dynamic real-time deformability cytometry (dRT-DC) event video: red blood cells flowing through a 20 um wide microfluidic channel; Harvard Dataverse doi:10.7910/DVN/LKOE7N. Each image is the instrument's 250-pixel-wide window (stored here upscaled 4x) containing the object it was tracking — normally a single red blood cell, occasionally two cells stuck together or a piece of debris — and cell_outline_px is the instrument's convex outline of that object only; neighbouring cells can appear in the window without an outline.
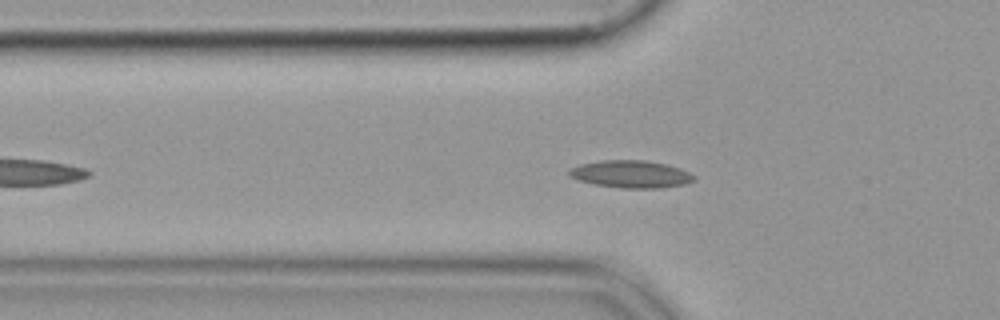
{"species": "common noctule bat (a hibernating species)", "species_latin": "Nyctalus noctula", "temperature_condition": "cold", "stored_images_in_passage": 49, "camera_frame_rate_fps": 3000, "um_per_image_px": 0.085, "animal": {"sex": "female", "body_mass_g": 19.9}, "frame": {"image": 1, "passage_image": 12, "time_ms": 3.667, "image_size_px": [1000, 320], "cell_outline_px": [[696, 180], [684, 184], [660, 188], [620, 188], [592, 184], [568, 176], [568, 172], [572, 168], [580, 164], [600, 160], [644, 160], [664, 164], [680, 168], [696, 176]], "centroid_in_image_um": [53.62, 14.8], "position_along_channel_um": 72.2, "area_um2": 19.94}}
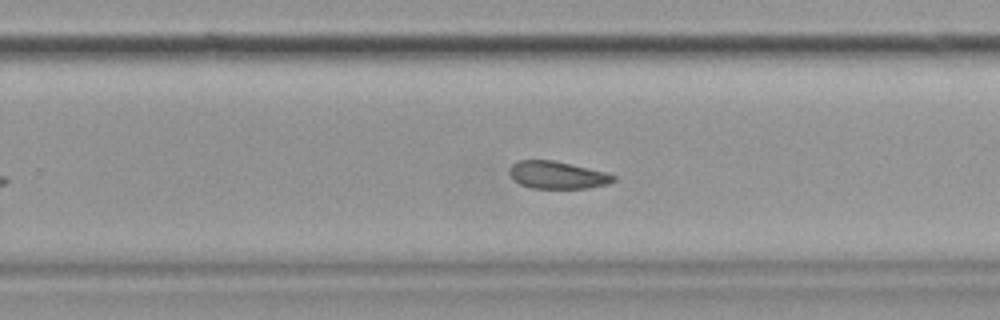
{"frame": {"image": 2, "passage_image": 29, "time_ms": 9.333, "image_size_px": [1000, 320], "cell_outline_px": [[616, 180], [608, 184], [588, 188], [532, 188], [520, 184], [512, 180], [508, 172], [508, 168], [516, 160], [552, 160], [604, 172], [616, 176]], "centroid_in_image_um": [47.31, 14.88], "position_along_channel_um": 282.5, "area_um2": 16.65}}
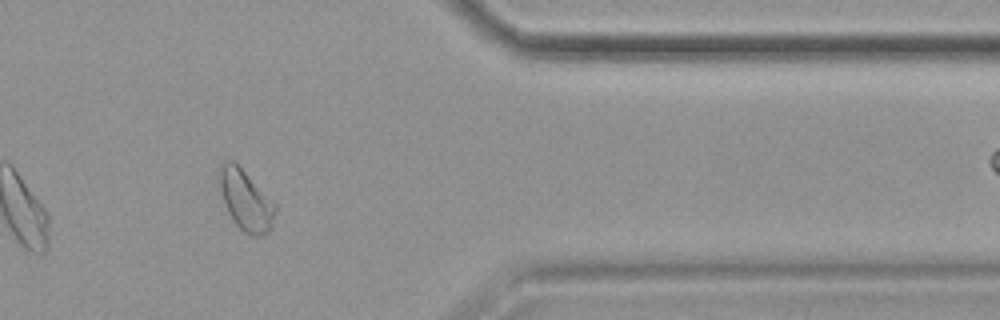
{"frame": {"image": 3, "passage_image": 39, "time_ms": 12.667, "image_size_px": [1000, 320], "cell_outline_px": [[276, 212], [272, 224], [268, 232], [260, 236], [252, 236], [244, 232], [236, 224], [228, 212], [224, 204], [216, 172], [216, 168], [224, 160], [232, 160], [276, 204]], "centroid_in_image_um": [20.84, 17.0], "position_along_channel_um": 390.6, "area_um2": 19.65}}